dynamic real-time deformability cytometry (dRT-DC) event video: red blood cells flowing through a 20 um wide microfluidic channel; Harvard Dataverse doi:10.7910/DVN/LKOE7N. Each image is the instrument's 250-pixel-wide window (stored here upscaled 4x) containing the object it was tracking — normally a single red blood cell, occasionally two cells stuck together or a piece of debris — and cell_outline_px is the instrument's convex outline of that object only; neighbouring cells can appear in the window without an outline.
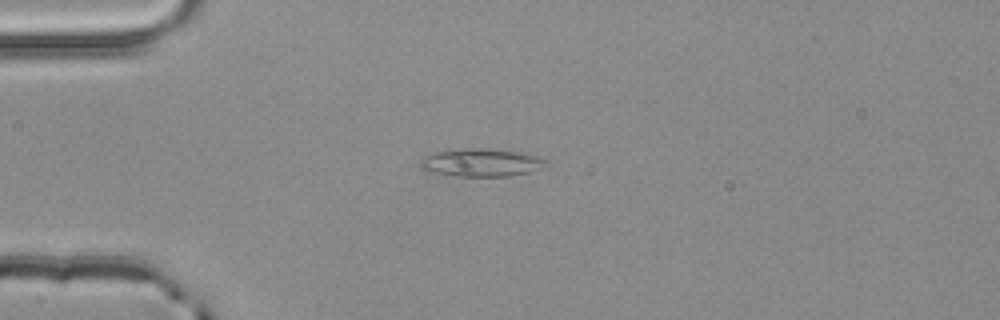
{"species": "common noctule bat (a hibernating species)", "species_latin": "Nyctalus noctula", "temperature_condition": "room temperature", "stored_images_in_passage": 3, "camera_frame_rate_fps": 3000, "um_per_image_px": 0.085, "animal": {"sex": "male", "body_mass_g": 20.4}, "frame": {"image": 1, "passage_image": 3, "time_ms": 0.667, "image_size_px": [1000, 320], "cell_outline_px": [[548, 160], [528, 172], [508, 176], [452, 176], [420, 168], [420, 160], [424, 156], [436, 152], [464, 148], [488, 148], [520, 152], [540, 156]], "centroid_in_image_um": [40.85, 13.8], "position_along_channel_um": 44.1, "area_um2": 20.11}}